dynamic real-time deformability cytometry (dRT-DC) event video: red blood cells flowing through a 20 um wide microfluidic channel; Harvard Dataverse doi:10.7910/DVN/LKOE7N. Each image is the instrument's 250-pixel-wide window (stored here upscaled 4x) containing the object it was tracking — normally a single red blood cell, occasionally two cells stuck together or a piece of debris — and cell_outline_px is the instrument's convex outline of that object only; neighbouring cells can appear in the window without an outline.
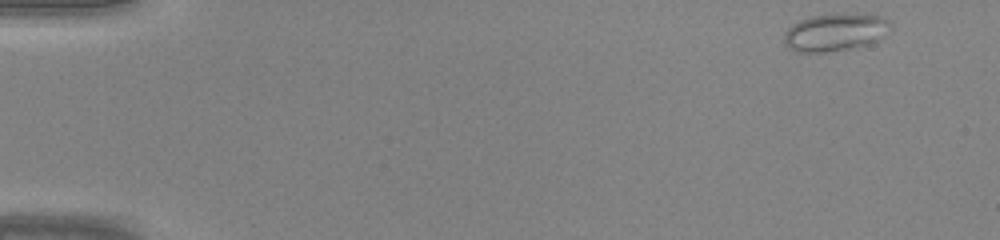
{"species": "common noctule bat (a hibernating species)", "species_latin": "Nyctalus noctula", "temperature_condition": "warm", "stored_images_in_passage": 43, "camera_frame_rate_fps": 3000, "um_per_image_px": 0.085, "animal": {"sex": "male", "body_mass_g": 20.0, "forearm_length_mm": 53.3}, "frame": {"image": 1, "passage_image": 1, "time_ms": 0.0, "image_size_px": [1000, 240], "cell_outline_px": [[892, 28], [880, 40], [856, 48], [828, 52], [796, 52], [788, 48], [784, 40], [784, 32], [792, 24], [800, 20], [812, 16], [884, 16], [892, 20]], "centroid_in_image_um": [71.02, 2.79], "position_along_channel_um": 14.0, "area_um2": 23.06}}
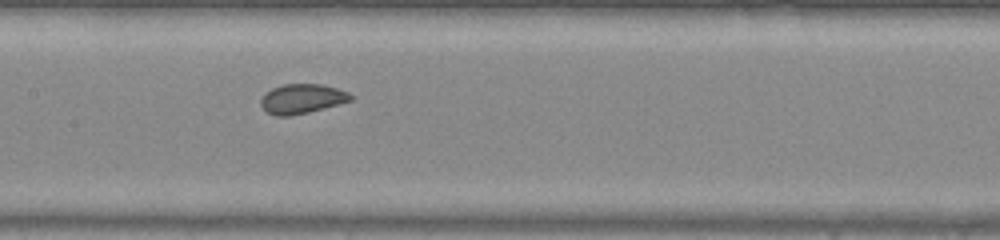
{"frame": {"image": 2, "passage_image": 21, "time_ms": 6.667, "image_size_px": [1000, 240], "cell_outline_px": [[352, 100], [324, 108], [308, 112], [288, 116], [276, 116], [268, 112], [260, 104], [260, 100], [264, 92], [272, 88], [284, 84], [324, 84], [348, 92], [352, 96]], "centroid_in_image_um": [25.64, 8.38], "position_along_channel_um": 181.8, "area_um2": 15.43}}
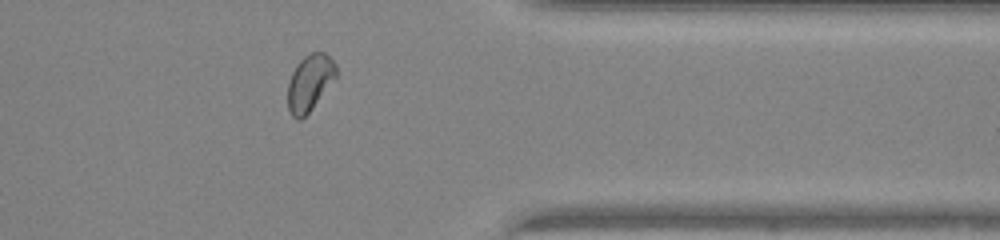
{"frame": {"image": 3, "passage_image": 35, "time_ms": 11.333, "image_size_px": [1000, 240], "cell_outline_px": [[336, 76], [312, 108], [300, 120], [296, 120], [292, 116], [288, 108], [288, 80], [296, 64], [304, 56], [312, 52], [324, 52], [336, 64]], "centroid_in_image_um": [26.3, 7.02], "position_along_channel_um": 385.1, "area_um2": 15.66}}